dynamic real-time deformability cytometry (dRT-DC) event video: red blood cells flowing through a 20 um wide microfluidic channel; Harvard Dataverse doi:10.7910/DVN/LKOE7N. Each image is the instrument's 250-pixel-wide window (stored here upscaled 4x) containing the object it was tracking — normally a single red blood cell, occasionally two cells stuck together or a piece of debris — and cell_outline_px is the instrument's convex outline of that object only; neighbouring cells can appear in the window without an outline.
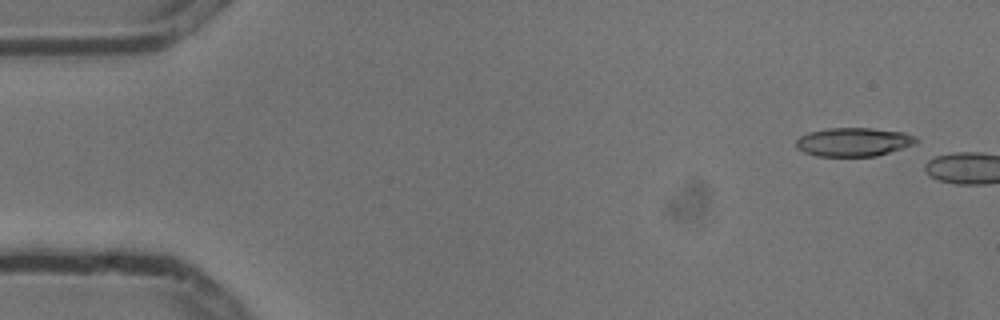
{"species": "common noctule bat (a hibernating species)", "species_latin": "Nyctalus noctula", "temperature_condition": "cold", "stored_images_in_passage": 2, "camera_frame_rate_fps": 3000, "um_per_image_px": 0.085, "animal": {"sex": "male", "body_mass_g": 13.3}, "frame": {"image": 1, "passage_image": 1, "time_ms": 0.0, "image_size_px": [1000, 320], "cell_outline_px": [[920, 140], [916, 144], [876, 156], [816, 156], [804, 152], [796, 148], [796, 140], [800, 136], [808, 132], [828, 128], [872, 128], [904, 132], [916, 136]], "centroid_in_image_um": [72.57, 12.06], "position_along_channel_um": 12.4, "area_um2": 20.23}}